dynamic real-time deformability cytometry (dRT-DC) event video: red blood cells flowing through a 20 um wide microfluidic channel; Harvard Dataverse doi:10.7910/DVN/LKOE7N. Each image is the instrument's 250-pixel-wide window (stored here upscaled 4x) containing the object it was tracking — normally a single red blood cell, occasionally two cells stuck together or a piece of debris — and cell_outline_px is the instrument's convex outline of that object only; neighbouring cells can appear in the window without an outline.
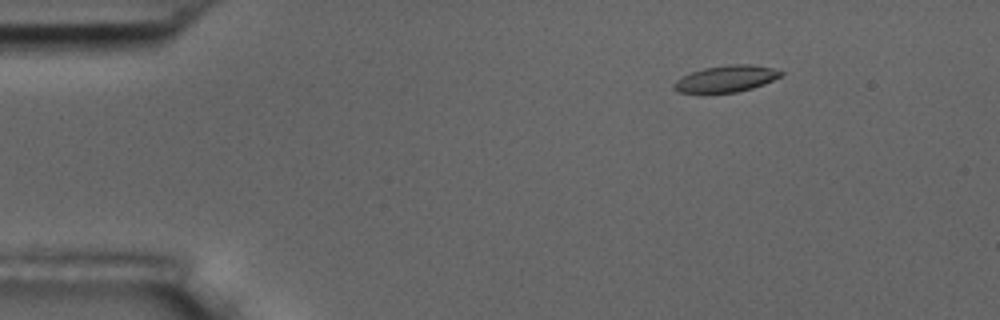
{"species": "common noctule bat (a hibernating species)", "species_latin": "Nyctalus noctula", "temperature_condition": "room temperature", "stored_images_in_passage": 7, "camera_frame_rate_fps": 3000, "um_per_image_px": 0.085, "animal": {"sex": "male", "body_mass_g": 17.5, "forearm_length_mm": 52.3}, "frame": {"image": 1, "passage_image": 3, "time_ms": 2.333, "image_size_px": [1000, 320], "cell_outline_px": [[784, 72], [780, 76], [764, 84], [752, 88], [736, 92], [676, 92], [672, 88], [672, 84], [676, 80], [692, 72], [704, 68], [728, 64], [752, 64], [772, 68]], "centroid_in_image_um": [61.71, 6.68], "position_along_channel_um": 23.3, "area_um2": 16.36}}
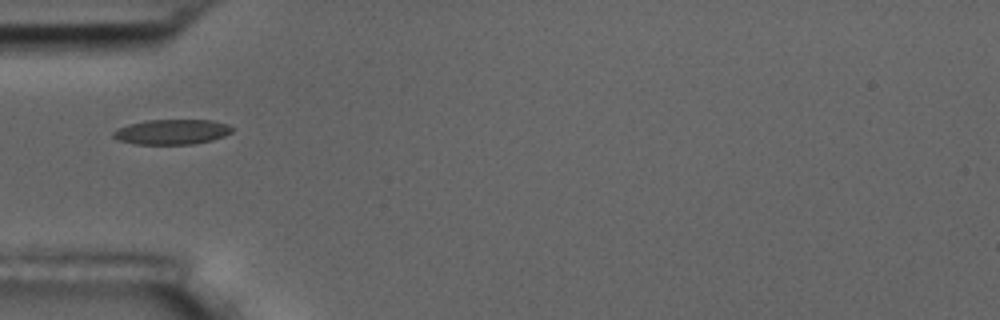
{"frame": {"image": 2, "passage_image": 6, "time_ms": 5.667, "image_size_px": [1000, 320], "cell_outline_px": [[232, 132], [224, 136], [212, 140], [192, 144], [136, 144], [116, 140], [112, 136], [112, 132], [116, 128], [128, 124], [148, 120], [212, 120], [228, 124], [232, 128]], "centroid_in_image_um": [14.57, 11.21], "position_along_channel_um": 70.4, "area_um2": 17.46}}